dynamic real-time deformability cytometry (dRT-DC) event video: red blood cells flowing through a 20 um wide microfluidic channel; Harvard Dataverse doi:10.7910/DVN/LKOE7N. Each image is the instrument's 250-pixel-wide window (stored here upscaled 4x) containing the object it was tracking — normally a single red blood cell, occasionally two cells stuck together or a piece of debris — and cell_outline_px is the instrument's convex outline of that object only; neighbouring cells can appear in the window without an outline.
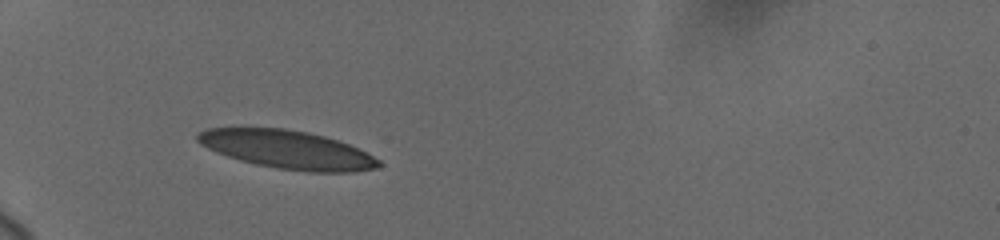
{"species": "human", "species_latin": "Homo sapiens", "temperature_condition": "cold", "stored_images_in_passage": 6, "camera_frame_rate_fps": 3000, "um_per_image_px": 0.085, "donor": {"sex": "female"}, "frame": {"image": 1, "passage_image": 1, "time_ms": 0.0, "image_size_px": [1000, 240], "cell_outline_px": [[384, 164], [380, 168], [352, 172], [308, 172], [276, 168], [256, 164], [240, 160], [216, 152], [200, 144], [196, 140], [196, 132], [208, 128], [284, 128], [308, 132], [324, 136], [348, 144], [380, 160]], "centroid_in_image_um": [24.42, 12.72], "position_along_channel_um": 60.6, "area_um2": 40.46}}
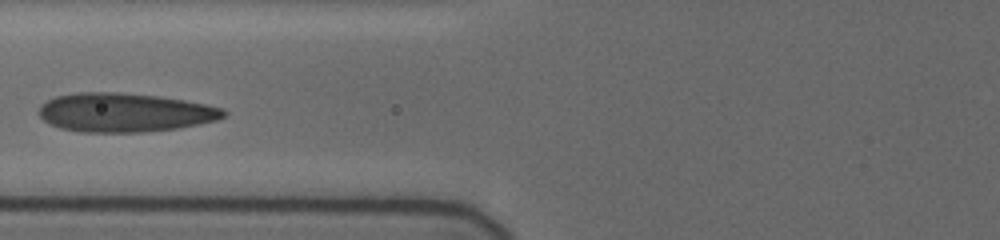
{"frame": {"image": 2, "passage_image": 4, "time_ms": 2.0, "image_size_px": [1000, 240], "cell_outline_px": [[228, 112], [224, 116], [216, 120], [176, 128], [140, 132], [80, 132], [60, 128], [44, 120], [36, 112], [40, 104], [56, 96], [80, 92], [116, 92], [160, 96], [208, 104], [224, 108]], "centroid_in_image_um": [10.58, 9.55], "position_along_channel_um": 115.2, "area_um2": 41.91}}
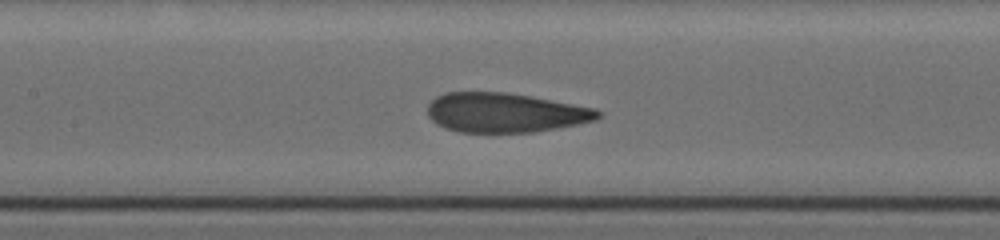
{"frame": {"image": 3, "passage_image": 6, "time_ms": 3.333, "image_size_px": [1000, 240], "cell_outline_px": [[600, 116], [596, 120], [556, 128], [532, 132], [460, 132], [444, 128], [436, 124], [428, 116], [428, 104], [436, 96], [444, 92], [508, 92], [532, 96], [596, 108], [600, 112]], "centroid_in_image_um": [42.91, 9.56], "position_along_channel_um": 164.5, "area_um2": 39.3}}